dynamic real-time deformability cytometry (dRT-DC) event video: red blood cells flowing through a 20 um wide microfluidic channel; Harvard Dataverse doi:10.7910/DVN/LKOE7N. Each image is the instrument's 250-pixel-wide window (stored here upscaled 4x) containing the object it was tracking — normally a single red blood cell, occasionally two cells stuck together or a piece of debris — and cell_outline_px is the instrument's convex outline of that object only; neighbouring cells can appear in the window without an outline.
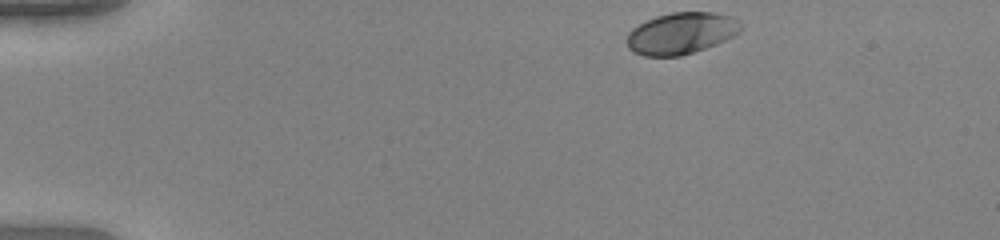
{"species": "human", "species_latin": "Homo sapiens", "temperature_condition": "warm", "stored_images_in_passage": 44, "camera_frame_rate_fps": 3000, "um_per_image_px": 0.085, "donor": {"sex": "female"}, "frame": {"image": 1, "passage_image": 1, "time_ms": 0.0, "image_size_px": [1000, 240], "cell_outline_px": [[740, 32], [716, 44], [680, 56], [644, 56], [632, 52], [628, 48], [624, 40], [628, 32], [632, 28], [656, 16], [672, 12], [716, 12], [728, 16], [740, 24]], "centroid_in_image_um": [57.82, 2.84], "position_along_channel_um": 27.2, "area_um2": 27.46}}
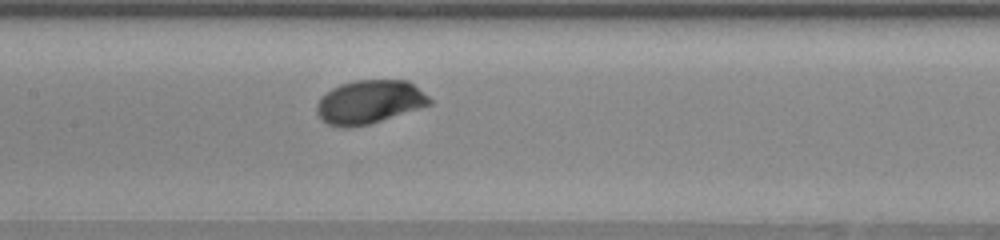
{"frame": {"image": 2, "passage_image": 19, "time_ms": 6.0, "image_size_px": [1000, 240], "cell_outline_px": [[432, 104], [420, 108], [368, 124], [352, 128], [340, 128], [328, 124], [320, 120], [316, 112], [316, 104], [320, 96], [332, 88], [340, 84], [352, 80], [408, 80], [428, 96], [432, 100]], "centroid_in_image_um": [31.35, 8.67], "position_along_channel_um": 176.1, "area_um2": 28.9}}
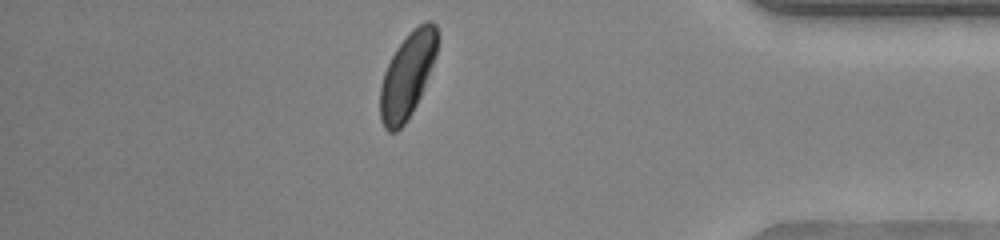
{"frame": {"image": 3, "passage_image": 38, "time_ms": 12.333, "image_size_px": [1000, 240], "cell_outline_px": [[436, 56], [424, 88], [412, 112], [404, 124], [396, 132], [388, 132], [384, 128], [380, 120], [380, 84], [384, 72], [396, 48], [408, 32], [412, 28], [424, 20], [432, 20], [436, 24]], "centroid_in_image_um": [34.61, 6.39], "position_along_channel_um": 400.6, "area_um2": 28.44}, "authors_computed_cell_mechanics": {"area_um2": 28.033, "velocity_mm_per_s": 3.997, "shape_relaxation_time_tau1_ms": 1.2798, "shape_relaxation_time_tau2_ms": null, "deformation_change_tau1": 0.1082, "deformation_change_tau2": null}}